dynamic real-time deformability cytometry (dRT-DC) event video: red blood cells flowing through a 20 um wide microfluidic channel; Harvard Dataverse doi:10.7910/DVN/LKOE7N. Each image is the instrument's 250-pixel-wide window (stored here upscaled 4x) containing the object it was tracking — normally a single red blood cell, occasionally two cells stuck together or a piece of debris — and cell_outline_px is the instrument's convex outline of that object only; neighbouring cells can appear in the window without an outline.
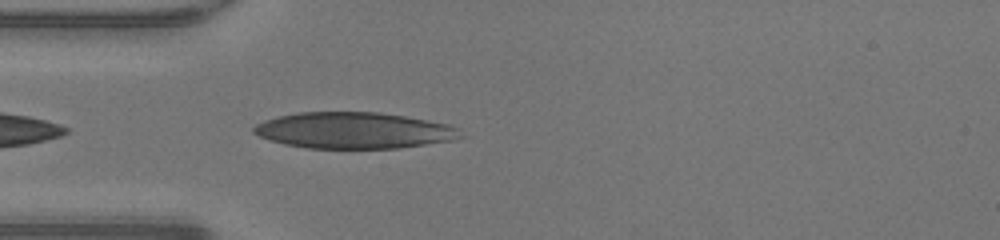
{"species": "human", "species_latin": "Homo sapiens", "temperature_condition": "warm", "stored_images_in_passage": 22, "camera_frame_rate_fps": 3000, "um_per_image_px": 0.085, "donor": {"sex": "male"}, "frame": {"image": 1, "passage_image": 2, "time_ms": 0.333, "image_size_px": [1000, 240], "cell_outline_px": [[468, 136], [452, 140], [400, 148], [308, 148], [284, 144], [268, 140], [252, 132], [252, 128], [256, 124], [264, 120], [276, 116], [296, 112], [380, 112], [428, 120], [448, 124], [460, 128]], "centroid_in_image_um": [30.11, 11.08], "position_along_channel_um": 54.9, "area_um2": 44.1}}
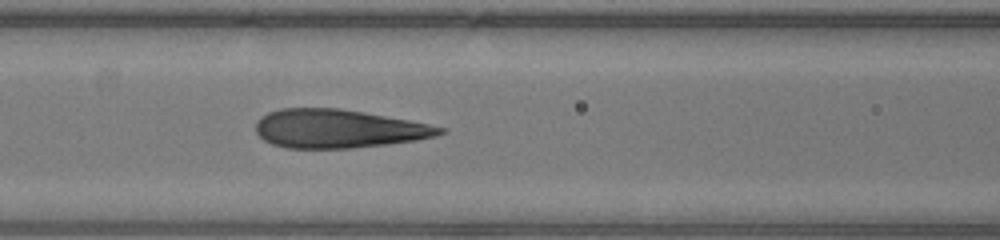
{"frame": {"image": 2, "passage_image": 8, "time_ms": 2.333, "image_size_px": [1000, 240], "cell_outline_px": [[448, 132], [436, 136], [416, 140], [388, 144], [352, 148], [288, 148], [272, 144], [264, 140], [256, 132], [256, 120], [260, 116], [268, 112], [280, 108], [340, 108], [364, 112], [408, 120], [448, 128]], "centroid_in_image_um": [28.76, 10.94], "position_along_channel_um": 137.8, "area_um2": 41.5}}
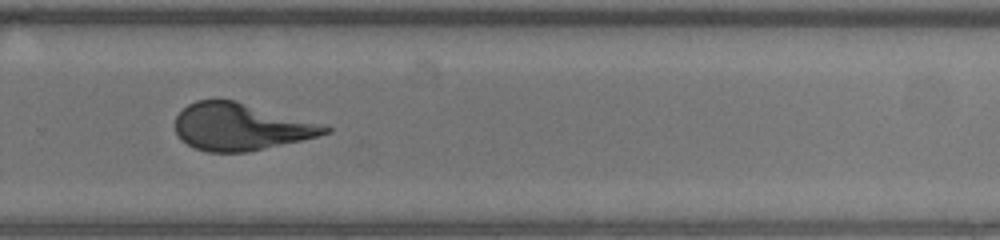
{"frame": {"image": 3, "passage_image": 20, "time_ms": 6.333, "image_size_px": [1000, 240], "cell_outline_px": [[332, 132], [300, 140], [248, 152], [208, 152], [196, 148], [188, 144], [176, 132], [176, 116], [188, 104], [196, 100], [236, 100], [328, 124], [332, 128]], "centroid_in_image_um": [20.54, 10.76], "position_along_channel_um": 309.3, "area_um2": 41.21}}